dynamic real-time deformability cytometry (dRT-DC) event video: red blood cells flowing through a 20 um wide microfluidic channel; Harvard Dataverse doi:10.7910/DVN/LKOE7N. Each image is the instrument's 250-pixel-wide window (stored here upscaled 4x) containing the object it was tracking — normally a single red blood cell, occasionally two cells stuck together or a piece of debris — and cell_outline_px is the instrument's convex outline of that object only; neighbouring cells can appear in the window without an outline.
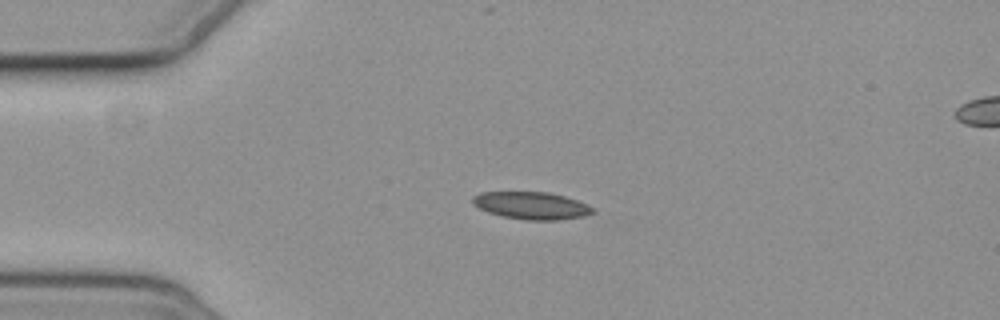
{"species": "common noctule bat (a hibernating species)", "species_latin": "Nyctalus noctula", "temperature_condition": "cold", "stored_images_in_passage": 3, "segment_of_instrument_passage": [1, 2], "camera_frame_rate_fps": 3000, "um_per_image_px": 0.085, "animal": {"sex": "female", "body_mass_g": 19.3, "forearm_length_mm": 54.1}, "frame": {"image": 1, "passage_image": 1, "time_ms": 0.0, "image_size_px": [1000, 320], "cell_outline_px": [[596, 212], [584, 216], [560, 220], [524, 220], [500, 216], [488, 212], [472, 204], [472, 196], [480, 192], [548, 192], [564, 196], [576, 200], [592, 208]], "centroid_in_image_um": [45.14, 17.48], "position_along_channel_um": 39.9, "area_um2": 19.19}}